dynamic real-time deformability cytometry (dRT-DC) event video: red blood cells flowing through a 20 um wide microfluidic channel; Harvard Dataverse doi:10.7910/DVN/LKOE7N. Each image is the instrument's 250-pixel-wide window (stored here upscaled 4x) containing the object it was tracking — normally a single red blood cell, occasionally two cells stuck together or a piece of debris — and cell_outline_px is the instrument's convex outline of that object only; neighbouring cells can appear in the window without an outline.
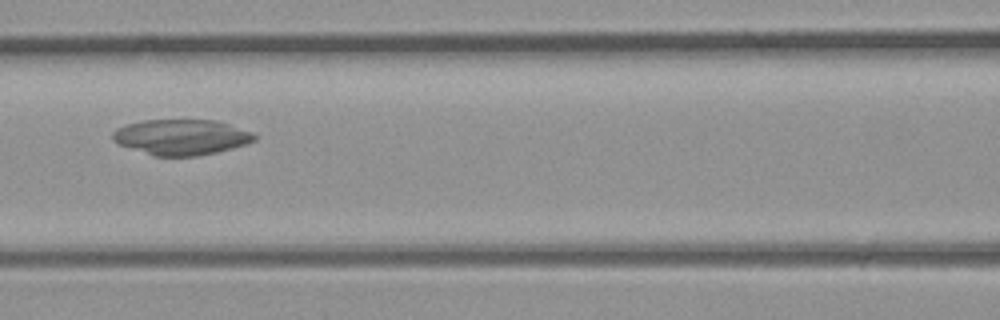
{"species": "common noctule bat (a hibernating species)", "species_latin": "Nyctalus noctula", "temperature_condition": "room temperature", "stored_images_in_passage": 4, "camera_frame_rate_fps": 3000, "um_per_image_px": 0.085, "animal": {"sex": "male", "body_mass_g": 23.1, "forearm_length_mm": 52.7}, "frame": {"image": 1, "passage_image": 4, "time_ms": 1.0, "image_size_px": [1000, 320], "cell_outline_px": [[256, 140], [232, 148], [216, 152], [196, 156], [156, 156], [120, 144], [112, 140], [112, 132], [116, 128], [128, 124], [144, 120], [216, 120], [252, 132], [256, 136]], "centroid_in_image_um": [15.41, 11.65], "position_along_channel_um": 151.2, "area_um2": 29.02}}